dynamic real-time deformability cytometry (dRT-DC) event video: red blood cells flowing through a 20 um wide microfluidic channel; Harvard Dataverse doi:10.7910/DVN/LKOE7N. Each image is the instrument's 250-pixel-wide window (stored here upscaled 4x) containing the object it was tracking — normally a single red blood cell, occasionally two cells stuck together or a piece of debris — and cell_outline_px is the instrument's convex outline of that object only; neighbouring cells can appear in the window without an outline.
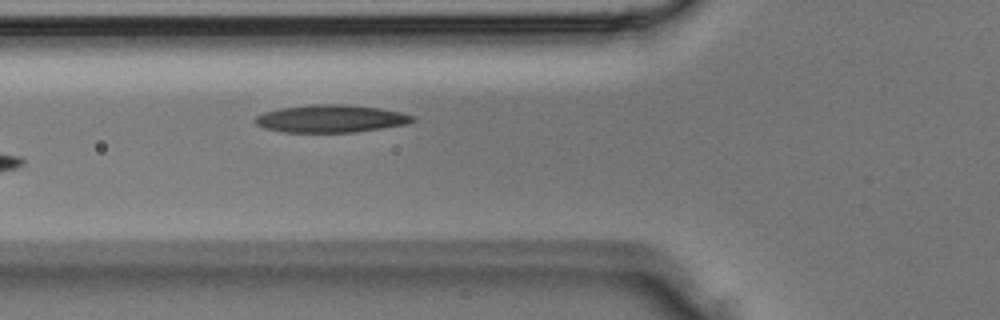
{"species": "Egyptian fruit bat (a non-hibernating species)", "species_latin": "Rousettus aegyptiacus", "temperature_condition": "room temperature", "stored_images_in_passage": 4, "camera_frame_rate_fps": 3000, "um_per_image_px": 0.085, "animal": {"sex": "male"}, "frame": {"image": 1, "passage_image": 4, "time_ms": 1.0, "image_size_px": [1000, 320], "cell_outline_px": [[416, 120], [408, 124], [356, 132], [284, 132], [264, 128], [256, 124], [252, 120], [256, 116], [264, 112], [280, 108], [312, 104], [348, 104], [380, 108], [400, 112], [416, 116]], "centroid_in_image_um": [28.14, 10.08], "position_along_channel_um": 97.7, "area_um2": 25.55}}